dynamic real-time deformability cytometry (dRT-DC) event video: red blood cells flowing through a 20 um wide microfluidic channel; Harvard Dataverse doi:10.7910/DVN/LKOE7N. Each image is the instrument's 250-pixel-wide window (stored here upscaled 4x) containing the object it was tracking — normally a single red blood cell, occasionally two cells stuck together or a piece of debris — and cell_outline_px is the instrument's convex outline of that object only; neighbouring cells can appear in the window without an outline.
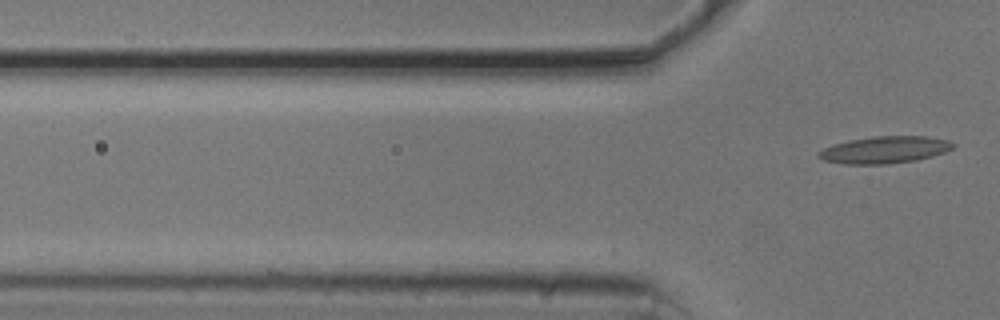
{"species": "common noctule bat (a hibernating species)", "species_latin": "Nyctalus noctula", "temperature_condition": "cold", "stored_images_in_passage": 8, "camera_frame_rate_fps": 3000, "um_per_image_px": 0.085, "animal": {"sex": "male", "body_mass_g": 20.5, "forearm_length_mm": 52.5}, "frame": {"image": 1, "passage_image": 8, "time_ms": 2.333, "image_size_px": [1000, 320], "cell_outline_px": [[956, 144], [952, 148], [944, 152], [932, 156], [916, 160], [888, 164], [844, 164], [824, 160], [816, 156], [824, 148], [832, 144], [848, 140], [876, 136], [928, 136], [948, 140]], "centroid_in_image_um": [75.2, 12.73], "position_along_channel_um": 50.6, "area_um2": 21.15}}